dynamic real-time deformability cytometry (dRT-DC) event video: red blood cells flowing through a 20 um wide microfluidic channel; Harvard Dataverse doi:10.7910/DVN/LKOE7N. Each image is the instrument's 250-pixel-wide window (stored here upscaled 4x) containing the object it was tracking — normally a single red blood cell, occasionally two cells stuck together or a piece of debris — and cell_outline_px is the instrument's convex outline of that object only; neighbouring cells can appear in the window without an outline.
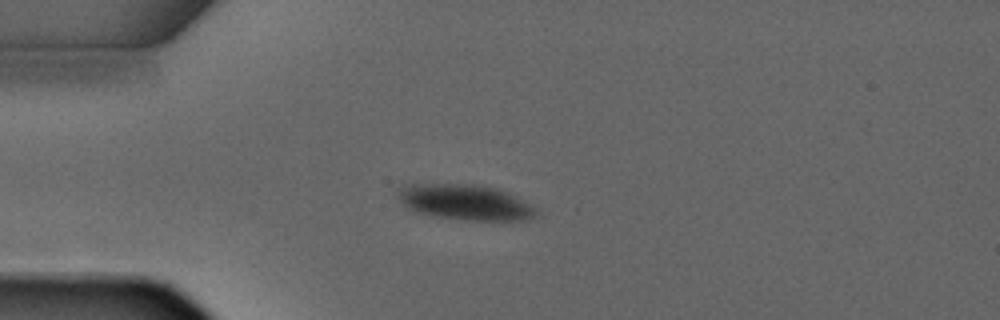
{"species": "common noctule bat (a hibernating species)", "species_latin": "Nyctalus noctula", "temperature_condition": "warm", "stored_images_in_passage": 2, "camera_frame_rate_fps": 3000, "um_per_image_px": 0.085, "animal": {"sex": "male", "forearm_length_mm": 52.5}, "frame": {"image": 1, "passage_image": 1, "time_ms": 0.0, "image_size_px": [1000, 320], "cell_outline_px": [[532, 216], [520, 220], [468, 220], [436, 216], [420, 212], [408, 208], [400, 200], [396, 192], [404, 184], [472, 184], [496, 188], [528, 204], [532, 208]], "centroid_in_image_um": [39.41, 17.17], "position_along_channel_um": 45.6, "area_um2": 27.57}}